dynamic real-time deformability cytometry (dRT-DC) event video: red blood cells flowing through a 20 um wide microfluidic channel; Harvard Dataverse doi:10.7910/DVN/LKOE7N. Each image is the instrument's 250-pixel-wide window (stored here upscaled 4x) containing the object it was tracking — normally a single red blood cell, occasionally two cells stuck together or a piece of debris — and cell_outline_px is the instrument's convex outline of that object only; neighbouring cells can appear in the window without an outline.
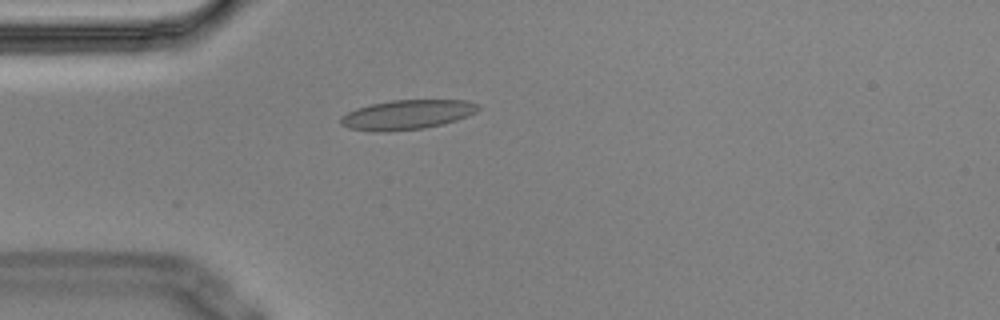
{"species": "Egyptian fruit bat (a non-hibernating species)", "species_latin": "Rousettus aegyptiacus", "temperature_condition": "cold", "stored_images_in_passage": 6, "camera_frame_rate_fps": 3000, "um_per_image_px": 0.085, "animal": {"sex": "male"}, "frame": {"image": 1, "passage_image": 5, "time_ms": 1.333, "image_size_px": [1000, 320], "cell_outline_px": [[480, 108], [476, 112], [468, 116], [444, 124], [424, 128], [388, 132], [372, 132], [348, 128], [340, 124], [340, 116], [356, 108], [372, 104], [392, 100], [464, 100], [480, 104]], "centroid_in_image_um": [34.59, 9.76], "position_along_channel_um": 50.4, "area_um2": 23.93}}